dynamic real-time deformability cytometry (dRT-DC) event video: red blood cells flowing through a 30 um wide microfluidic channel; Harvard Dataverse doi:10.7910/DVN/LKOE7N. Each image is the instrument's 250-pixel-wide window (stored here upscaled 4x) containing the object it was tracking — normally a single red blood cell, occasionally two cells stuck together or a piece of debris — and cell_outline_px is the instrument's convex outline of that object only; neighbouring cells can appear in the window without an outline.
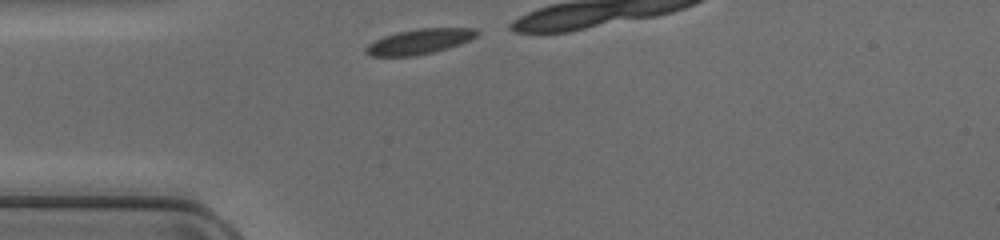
{"species": "common noctule bat (a hibernating species)", "species_latin": "Nyctalus noctula", "temperature_condition": "cold", "stored_images_in_passage": 8, "camera_frame_rate_fps": 3000, "um_per_image_px": 0.085, "animal": {"sex": "female", "body_mass_g": 17.0, "forearm_length_mm": 48.0}, "frame": {"image": 1, "passage_image": 1, "time_ms": 0.0, "image_size_px": [1000, 240], "cell_outline_px": [[480, 32], [476, 36], [468, 40], [432, 52], [416, 56], [372, 56], [364, 52], [364, 48], [368, 44], [384, 36], [396, 32], [420, 28], [476, 28]], "centroid_in_image_um": [35.6, 3.52], "position_along_channel_um": 49.4, "area_um2": 16.01}}
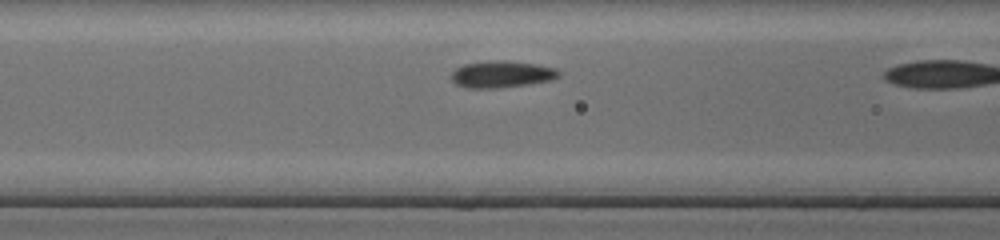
{"frame": {"image": 2, "passage_image": 7, "time_ms": 2.0, "image_size_px": [1000, 240], "cell_outline_px": [[560, 76], [552, 80], [528, 84], [496, 88], [468, 88], [456, 84], [448, 76], [456, 68], [464, 64], [492, 60], [508, 60], [536, 64], [556, 68], [560, 72]], "centroid_in_image_um": [42.63, 6.3], "position_along_channel_um": 124.0, "area_um2": 16.94}}